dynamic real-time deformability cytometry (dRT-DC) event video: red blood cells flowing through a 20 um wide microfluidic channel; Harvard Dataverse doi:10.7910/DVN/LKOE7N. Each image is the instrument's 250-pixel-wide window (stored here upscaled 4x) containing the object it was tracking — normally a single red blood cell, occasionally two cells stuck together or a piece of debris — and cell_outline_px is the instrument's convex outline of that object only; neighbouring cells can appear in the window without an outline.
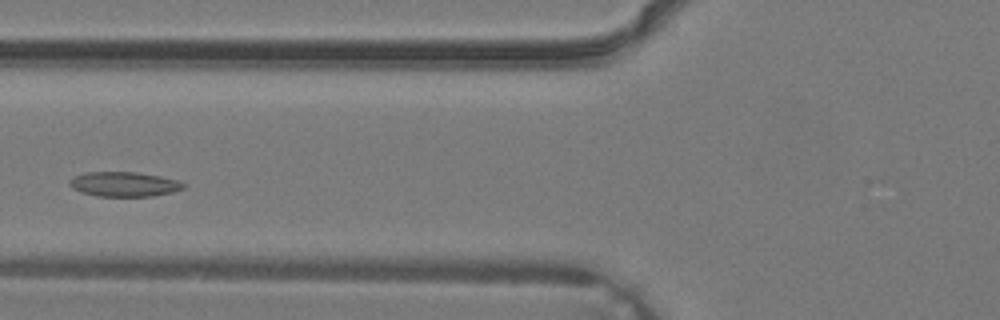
{"species": "common noctule bat (a hibernating species)", "species_latin": "Nyctalus noctula", "temperature_condition": "warm", "stored_images_in_passage": 30, "camera_frame_rate_fps": 3000, "um_per_image_px": 0.085, "animal": {"sex": "male", "body_mass_g": 19.2, "forearm_length_mm": 51.8}, "frame": {"image": 1, "passage_image": 8, "time_ms": 2.333, "image_size_px": [1000, 320], "cell_outline_px": [[188, 184], [184, 188], [172, 192], [152, 196], [96, 196], [80, 192], [72, 188], [68, 184], [68, 180], [72, 176], [84, 172], [136, 172], [160, 176], [176, 180]], "centroid_in_image_um": [10.5, 15.65], "position_along_channel_um": 115.3, "area_um2": 16.59}}
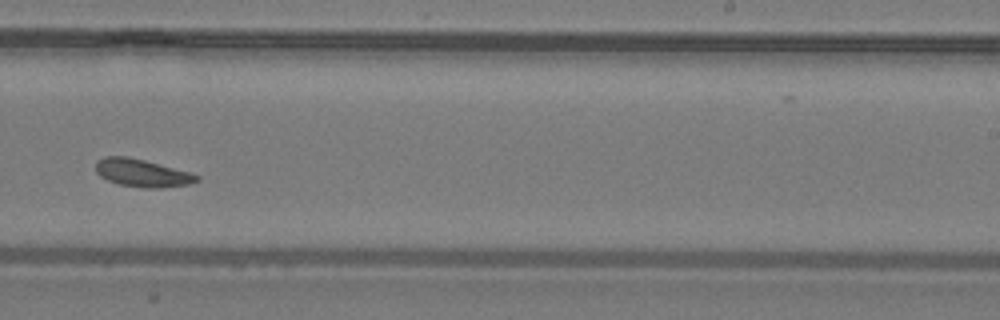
{"frame": {"image": 2, "passage_image": 17, "time_ms": 5.333, "image_size_px": [1000, 320], "cell_outline_px": [[200, 180], [188, 184], [160, 188], [144, 188], [120, 184], [108, 180], [100, 176], [96, 172], [96, 160], [104, 156], [128, 156], [144, 160], [188, 172], [200, 176]], "centroid_in_image_um": [12.05, 14.7], "position_along_channel_um": 277.0, "area_um2": 16.18}}
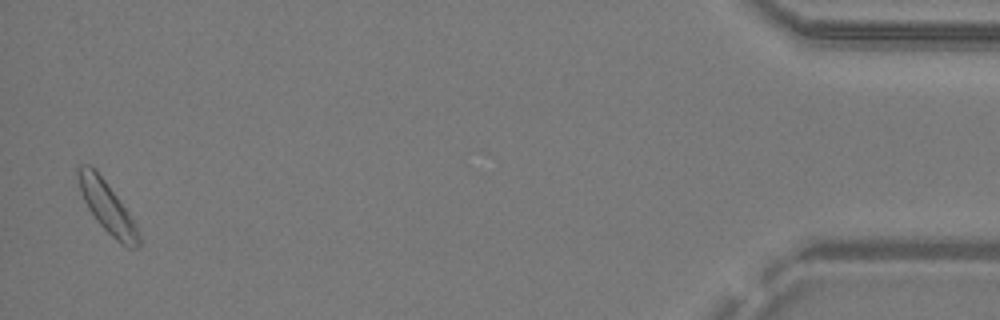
{"frame": {"image": 3, "passage_image": 30, "time_ms": 9.667, "image_size_px": [1000, 320], "cell_outline_px": [[140, 244], [136, 248], [128, 248], [120, 244], [96, 220], [88, 208], [80, 192], [76, 172], [76, 164], [88, 164], [104, 180], [128, 212], [136, 224], [140, 236]], "centroid_in_image_um": [9.09, 17.62], "position_along_channel_um": 426.1, "area_um2": 17.74}}